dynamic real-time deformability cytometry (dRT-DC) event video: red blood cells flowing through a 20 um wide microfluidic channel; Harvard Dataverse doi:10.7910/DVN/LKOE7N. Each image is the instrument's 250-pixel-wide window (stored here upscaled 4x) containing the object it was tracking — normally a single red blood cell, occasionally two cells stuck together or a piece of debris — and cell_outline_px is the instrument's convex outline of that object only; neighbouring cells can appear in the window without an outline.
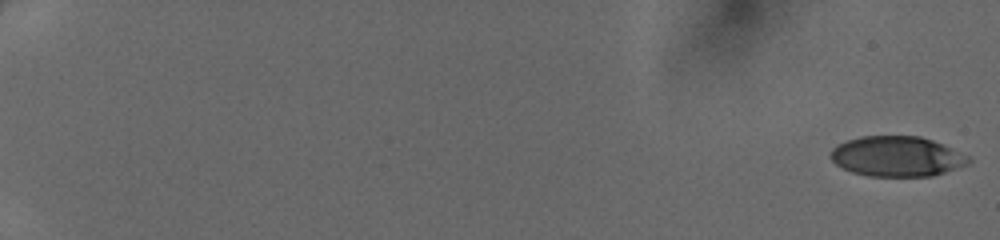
{"species": "human", "species_latin": "Homo sapiens", "temperature_condition": "cold", "stored_images_in_passage": 50, "camera_frame_rate_fps": 3000, "um_per_image_px": 0.085, "donor": {"sex": "female"}, "frame": {"image": 1, "passage_image": 1, "time_ms": 0.0, "image_size_px": [1000, 240], "cell_outline_px": [[972, 160], [968, 164], [932, 176], [868, 176], [852, 172], [836, 164], [828, 156], [828, 152], [836, 144], [860, 136], [920, 136], [932, 140], [968, 156]], "centroid_in_image_um": [76.18, 13.29], "position_along_channel_um": 8.8, "area_um2": 32.25}}
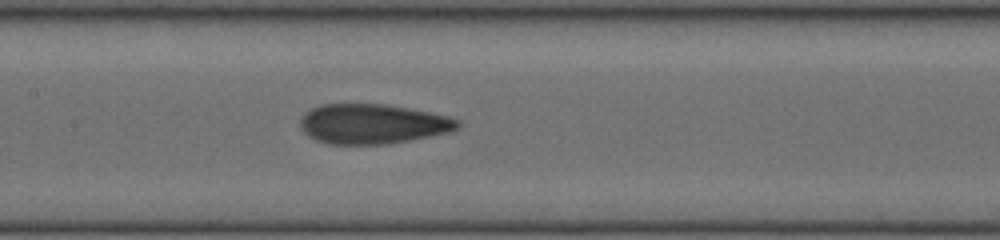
{"frame": {"image": 2, "passage_image": 28, "time_ms": 9.0, "image_size_px": [1000, 240], "cell_outline_px": [[460, 128], [448, 132], [412, 140], [384, 144], [328, 144], [316, 140], [308, 136], [300, 128], [300, 120], [304, 112], [320, 104], [384, 104], [408, 108], [448, 116], [460, 120]], "centroid_in_image_um": [31.65, 10.53], "position_along_channel_um": 175.7, "area_um2": 36.65}}
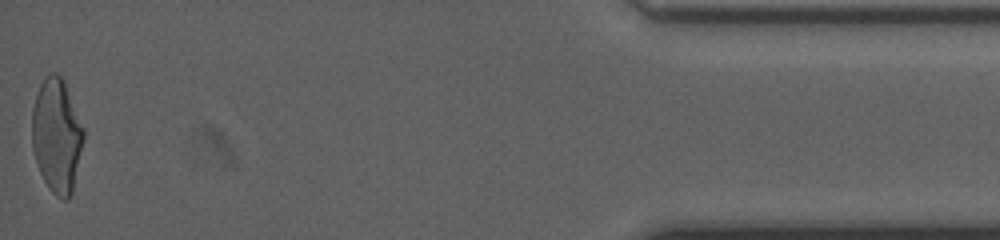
{"frame": {"image": 3, "passage_image": 50, "time_ms": 16.333, "image_size_px": [1000, 240], "cell_outline_px": [[84, 136], [72, 192], [68, 200], [64, 200], [56, 196], [48, 188], [40, 172], [32, 148], [32, 112], [36, 96], [40, 84], [52, 72], [56, 72], [64, 80], [84, 128]], "centroid_in_image_um": [4.82, 11.53], "position_along_channel_um": 430.4, "area_um2": 33.99}}